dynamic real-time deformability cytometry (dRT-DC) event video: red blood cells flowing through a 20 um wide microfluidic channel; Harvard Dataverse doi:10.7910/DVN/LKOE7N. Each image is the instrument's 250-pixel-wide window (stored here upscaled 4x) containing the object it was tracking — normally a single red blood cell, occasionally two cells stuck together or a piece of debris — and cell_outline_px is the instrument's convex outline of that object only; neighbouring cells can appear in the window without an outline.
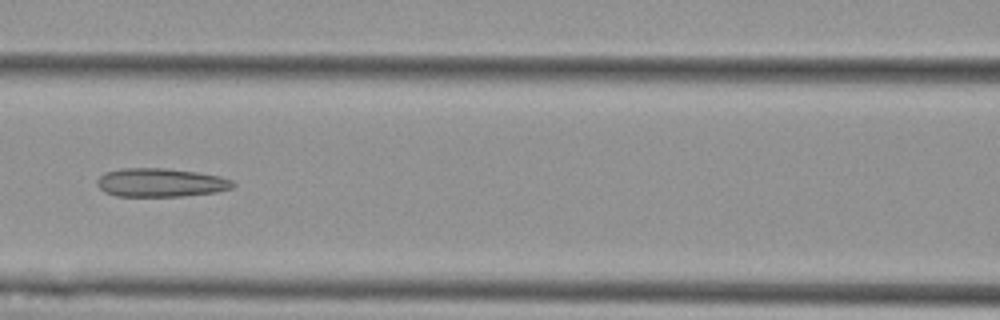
{"species": "Egyptian fruit bat (a non-hibernating species)", "species_latin": "Rousettus aegyptiacus", "temperature_condition": "cold", "stored_images_in_passage": 7, "camera_frame_rate_fps": 3000, "um_per_image_px": 0.085, "animal": {"sex": "female"}, "frame": {"image": 1, "passage_image": 7, "time_ms": 7.667, "image_size_px": [1000, 320], "cell_outline_px": [[236, 184], [232, 188], [216, 192], [184, 196], [116, 196], [104, 192], [96, 184], [96, 180], [104, 172], [120, 168], [168, 168], [196, 172], [220, 176], [232, 180]], "centroid_in_image_um": [13.64, 15.51], "position_along_channel_um": 153.0, "area_um2": 22.83}}